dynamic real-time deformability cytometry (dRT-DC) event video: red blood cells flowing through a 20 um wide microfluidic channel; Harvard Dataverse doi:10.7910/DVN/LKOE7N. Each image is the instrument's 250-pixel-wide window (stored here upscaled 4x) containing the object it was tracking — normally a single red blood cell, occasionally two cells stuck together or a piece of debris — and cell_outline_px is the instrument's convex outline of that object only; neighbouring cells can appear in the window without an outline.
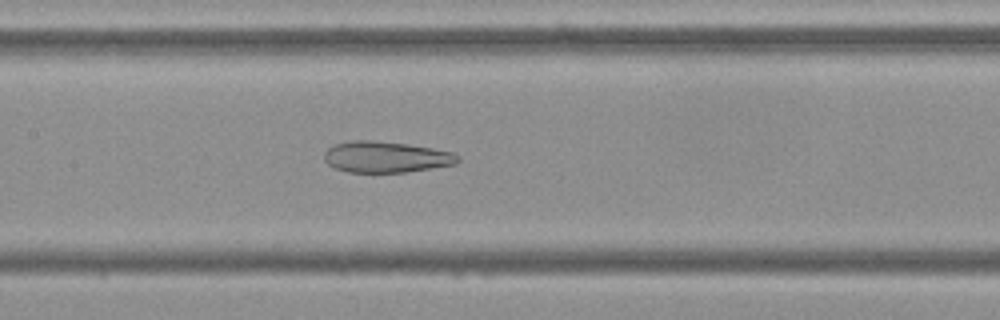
{"species": "Egyptian fruit bat (a non-hibernating species)", "species_latin": "Rousettus aegyptiacus", "temperature_condition": "cold", "stored_images_in_passage": 48, "camera_frame_rate_fps": 3000, "um_per_image_px": 0.085, "frame": {"image": 1, "passage_image": 25, "time_ms": 8.0, "image_size_px": [1000, 320], "cell_outline_px": [[460, 160], [456, 164], [404, 172], [348, 172], [336, 168], [328, 164], [324, 160], [324, 152], [328, 148], [336, 144], [352, 140], [372, 140], [408, 144], [432, 148], [452, 152], [460, 156]], "centroid_in_image_um": [32.81, 13.34], "position_along_channel_um": 174.6, "area_um2": 24.16}}
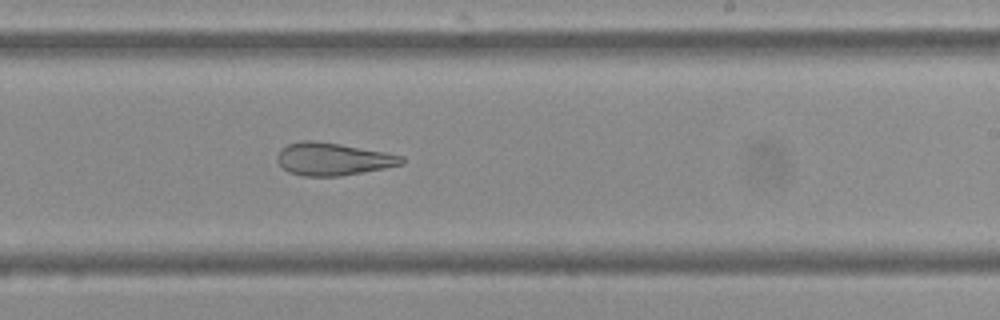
{"frame": {"image": 2, "passage_image": 32, "time_ms": 10.333, "image_size_px": [1000, 320], "cell_outline_px": [[404, 164], [384, 168], [340, 176], [304, 176], [288, 172], [276, 160], [276, 156], [280, 148], [288, 144], [300, 140], [316, 140], [340, 144], [384, 152], [404, 156]], "centroid_in_image_um": [28.26, 13.51], "position_along_channel_um": 260.7, "area_um2": 23.7}}
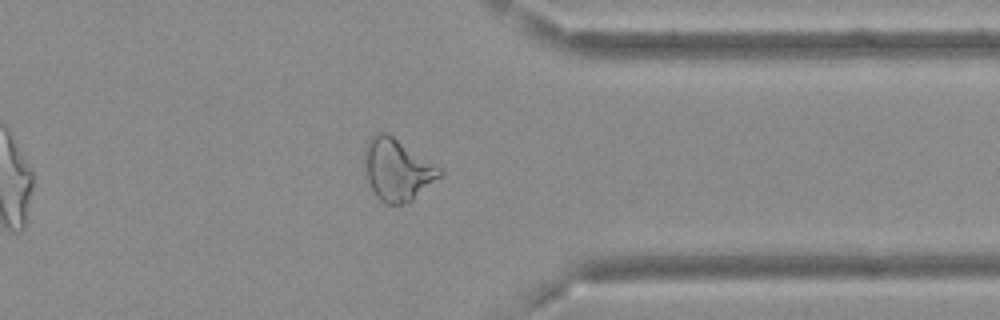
{"frame": {"image": 3, "passage_image": 42, "time_ms": 13.667, "image_size_px": [1000, 320], "cell_outline_px": [[444, 172], [440, 176], [412, 200], [400, 204], [384, 204], [376, 196], [368, 180], [364, 164], [364, 148], [368, 140], [376, 132], [384, 132], [392, 136], [440, 168]], "centroid_in_image_um": [33.73, 14.42], "position_along_channel_um": 377.7, "area_um2": 26.53}, "authors_computed_cell_mechanics": {"area_um2": 28.322, "velocity_mm_per_s": 3.6976, "shape_relaxation_time_tau1_ms": null, "shape_relaxation_time_tau2_ms": 3.2975, "deformation_change_tau1": null, "deformation_change_tau2": 0.1302}}